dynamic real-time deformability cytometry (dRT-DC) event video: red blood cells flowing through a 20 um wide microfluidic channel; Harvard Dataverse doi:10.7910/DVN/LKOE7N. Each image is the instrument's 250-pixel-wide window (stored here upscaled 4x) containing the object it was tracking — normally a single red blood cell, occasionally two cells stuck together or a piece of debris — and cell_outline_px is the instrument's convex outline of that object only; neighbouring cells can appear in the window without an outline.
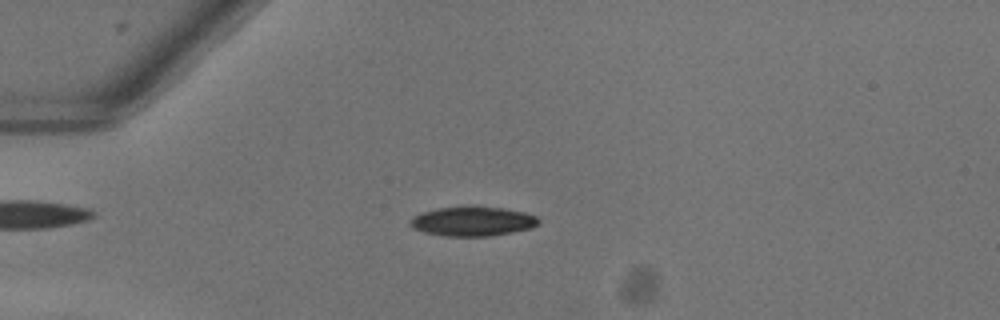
{"species": "common noctule bat (a hibernating species)", "species_latin": "Nyctalus noctula", "temperature_condition": "warm", "stored_images_in_passage": 52, "camera_frame_rate_fps": 3000, "um_per_image_px": 0.085, "animal": {"sex": "female"}, "frame": {"image": 1, "passage_image": 14, "time_ms": 4.333, "image_size_px": [1000, 320], "cell_outline_px": [[540, 220], [532, 228], [512, 232], [488, 236], [448, 236], [424, 232], [412, 228], [408, 224], [408, 220], [412, 216], [420, 212], [436, 208], [476, 204], [504, 208], [524, 212], [536, 216]], "centroid_in_image_um": [40.12, 18.77], "position_along_channel_um": 44.9, "area_um2": 22.66}}
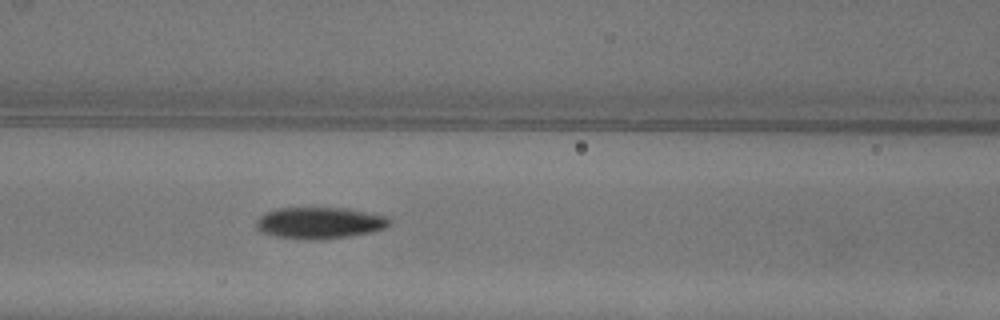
{"frame": {"image": 2, "passage_image": 23, "time_ms": 7.333, "image_size_px": [1000, 320], "cell_outline_px": [[392, 220], [384, 228], [372, 232], [348, 236], [320, 240], [304, 240], [276, 236], [260, 232], [256, 228], [256, 220], [264, 212], [276, 208], [348, 208], [388, 216]], "centroid_in_image_um": [27.14, 18.95], "position_along_channel_um": 139.5, "area_um2": 24.74}}
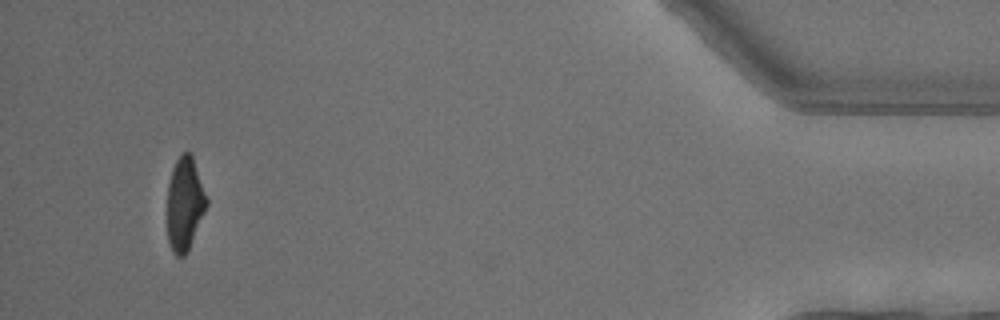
{"frame": {"image": 3, "passage_image": 49, "time_ms": 16.0, "image_size_px": [1000, 320], "cell_outline_px": [[208, 204], [188, 248], [184, 256], [176, 256], [172, 252], [168, 240], [168, 184], [172, 168], [176, 160], [184, 152], [192, 152], [208, 200]], "centroid_in_image_um": [15.71, 17.28], "position_along_channel_um": 419.5, "area_um2": 21.21}, "authors_computed_cell_mechanics": {"area_um2": 22.9755, "velocity_mm_per_s": 4.0615, "shape_relaxation_time_tau1_ms": 2.5175, "shape_relaxation_time_tau2_ms": 4.5573, "deformation_change_tau1": 0.139, "deformation_change_tau2": 0.113}}